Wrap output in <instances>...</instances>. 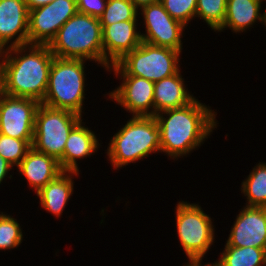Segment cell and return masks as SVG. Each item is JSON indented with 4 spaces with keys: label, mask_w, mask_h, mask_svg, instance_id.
<instances>
[{
    "label": "cell",
    "mask_w": 266,
    "mask_h": 266,
    "mask_svg": "<svg viewBox=\"0 0 266 266\" xmlns=\"http://www.w3.org/2000/svg\"><path fill=\"white\" fill-rule=\"evenodd\" d=\"M110 139L106 154L114 170L137 163L151 153H161L160 129L155 116H132Z\"/></svg>",
    "instance_id": "obj_3"
},
{
    "label": "cell",
    "mask_w": 266,
    "mask_h": 266,
    "mask_svg": "<svg viewBox=\"0 0 266 266\" xmlns=\"http://www.w3.org/2000/svg\"><path fill=\"white\" fill-rule=\"evenodd\" d=\"M262 5V0H227L224 23L216 33L229 28L231 32L241 34L258 22L265 26Z\"/></svg>",
    "instance_id": "obj_19"
},
{
    "label": "cell",
    "mask_w": 266,
    "mask_h": 266,
    "mask_svg": "<svg viewBox=\"0 0 266 266\" xmlns=\"http://www.w3.org/2000/svg\"><path fill=\"white\" fill-rule=\"evenodd\" d=\"M85 124L81 119L68 135L63 156L58 161L63 171L80 172L77 161L91 157L102 146L95 132Z\"/></svg>",
    "instance_id": "obj_16"
},
{
    "label": "cell",
    "mask_w": 266,
    "mask_h": 266,
    "mask_svg": "<svg viewBox=\"0 0 266 266\" xmlns=\"http://www.w3.org/2000/svg\"><path fill=\"white\" fill-rule=\"evenodd\" d=\"M78 13L99 18L107 5V0H76Z\"/></svg>",
    "instance_id": "obj_28"
},
{
    "label": "cell",
    "mask_w": 266,
    "mask_h": 266,
    "mask_svg": "<svg viewBox=\"0 0 266 266\" xmlns=\"http://www.w3.org/2000/svg\"><path fill=\"white\" fill-rule=\"evenodd\" d=\"M55 0H25L28 11L45 6Z\"/></svg>",
    "instance_id": "obj_30"
},
{
    "label": "cell",
    "mask_w": 266,
    "mask_h": 266,
    "mask_svg": "<svg viewBox=\"0 0 266 266\" xmlns=\"http://www.w3.org/2000/svg\"><path fill=\"white\" fill-rule=\"evenodd\" d=\"M48 46L54 57L93 61L104 67L99 18L77 12L61 26Z\"/></svg>",
    "instance_id": "obj_4"
},
{
    "label": "cell",
    "mask_w": 266,
    "mask_h": 266,
    "mask_svg": "<svg viewBox=\"0 0 266 266\" xmlns=\"http://www.w3.org/2000/svg\"><path fill=\"white\" fill-rule=\"evenodd\" d=\"M175 207L176 229L180 245L188 261H203L215 243L212 218L196 203L179 201Z\"/></svg>",
    "instance_id": "obj_7"
},
{
    "label": "cell",
    "mask_w": 266,
    "mask_h": 266,
    "mask_svg": "<svg viewBox=\"0 0 266 266\" xmlns=\"http://www.w3.org/2000/svg\"><path fill=\"white\" fill-rule=\"evenodd\" d=\"M40 104L36 99L5 95L0 100V133L33 140L35 115Z\"/></svg>",
    "instance_id": "obj_11"
},
{
    "label": "cell",
    "mask_w": 266,
    "mask_h": 266,
    "mask_svg": "<svg viewBox=\"0 0 266 266\" xmlns=\"http://www.w3.org/2000/svg\"><path fill=\"white\" fill-rule=\"evenodd\" d=\"M122 83L104 96L131 116H154V82L139 76L115 75Z\"/></svg>",
    "instance_id": "obj_12"
},
{
    "label": "cell",
    "mask_w": 266,
    "mask_h": 266,
    "mask_svg": "<svg viewBox=\"0 0 266 266\" xmlns=\"http://www.w3.org/2000/svg\"><path fill=\"white\" fill-rule=\"evenodd\" d=\"M262 2H266V0H262ZM263 19H264V22H265V27H266V6H265V9L263 11ZM266 29V28H265Z\"/></svg>",
    "instance_id": "obj_34"
},
{
    "label": "cell",
    "mask_w": 266,
    "mask_h": 266,
    "mask_svg": "<svg viewBox=\"0 0 266 266\" xmlns=\"http://www.w3.org/2000/svg\"><path fill=\"white\" fill-rule=\"evenodd\" d=\"M19 175H23L29 183L30 189L34 193H38L50 181L54 180L59 174L63 172L59 162L31 147L26 153L25 158L17 166Z\"/></svg>",
    "instance_id": "obj_17"
},
{
    "label": "cell",
    "mask_w": 266,
    "mask_h": 266,
    "mask_svg": "<svg viewBox=\"0 0 266 266\" xmlns=\"http://www.w3.org/2000/svg\"><path fill=\"white\" fill-rule=\"evenodd\" d=\"M138 15H142L145 32L141 33L143 42L161 47L183 50V35L186 26L173 19L164 9L161 2L142 7Z\"/></svg>",
    "instance_id": "obj_9"
},
{
    "label": "cell",
    "mask_w": 266,
    "mask_h": 266,
    "mask_svg": "<svg viewBox=\"0 0 266 266\" xmlns=\"http://www.w3.org/2000/svg\"><path fill=\"white\" fill-rule=\"evenodd\" d=\"M138 21L117 22L102 30L104 69L106 71L141 44V31L137 29Z\"/></svg>",
    "instance_id": "obj_14"
},
{
    "label": "cell",
    "mask_w": 266,
    "mask_h": 266,
    "mask_svg": "<svg viewBox=\"0 0 266 266\" xmlns=\"http://www.w3.org/2000/svg\"><path fill=\"white\" fill-rule=\"evenodd\" d=\"M217 112L194 99L188 105L155 115L161 137V154L183 158L198 150L218 127Z\"/></svg>",
    "instance_id": "obj_1"
},
{
    "label": "cell",
    "mask_w": 266,
    "mask_h": 266,
    "mask_svg": "<svg viewBox=\"0 0 266 266\" xmlns=\"http://www.w3.org/2000/svg\"><path fill=\"white\" fill-rule=\"evenodd\" d=\"M135 7L140 10L142 7L160 2L161 0H131Z\"/></svg>",
    "instance_id": "obj_32"
},
{
    "label": "cell",
    "mask_w": 266,
    "mask_h": 266,
    "mask_svg": "<svg viewBox=\"0 0 266 266\" xmlns=\"http://www.w3.org/2000/svg\"><path fill=\"white\" fill-rule=\"evenodd\" d=\"M164 9L186 27L195 19L197 0H161Z\"/></svg>",
    "instance_id": "obj_27"
},
{
    "label": "cell",
    "mask_w": 266,
    "mask_h": 266,
    "mask_svg": "<svg viewBox=\"0 0 266 266\" xmlns=\"http://www.w3.org/2000/svg\"><path fill=\"white\" fill-rule=\"evenodd\" d=\"M219 256L214 261L218 266H266V250L262 248L224 246Z\"/></svg>",
    "instance_id": "obj_21"
},
{
    "label": "cell",
    "mask_w": 266,
    "mask_h": 266,
    "mask_svg": "<svg viewBox=\"0 0 266 266\" xmlns=\"http://www.w3.org/2000/svg\"><path fill=\"white\" fill-rule=\"evenodd\" d=\"M82 118L73 112L40 104L35 115L32 147L59 161L70 131Z\"/></svg>",
    "instance_id": "obj_8"
},
{
    "label": "cell",
    "mask_w": 266,
    "mask_h": 266,
    "mask_svg": "<svg viewBox=\"0 0 266 266\" xmlns=\"http://www.w3.org/2000/svg\"><path fill=\"white\" fill-rule=\"evenodd\" d=\"M5 72V94L36 99L45 97L54 55L48 45L26 44L0 51Z\"/></svg>",
    "instance_id": "obj_2"
},
{
    "label": "cell",
    "mask_w": 266,
    "mask_h": 266,
    "mask_svg": "<svg viewBox=\"0 0 266 266\" xmlns=\"http://www.w3.org/2000/svg\"><path fill=\"white\" fill-rule=\"evenodd\" d=\"M5 72L2 62V57L0 56V100L5 96Z\"/></svg>",
    "instance_id": "obj_31"
},
{
    "label": "cell",
    "mask_w": 266,
    "mask_h": 266,
    "mask_svg": "<svg viewBox=\"0 0 266 266\" xmlns=\"http://www.w3.org/2000/svg\"><path fill=\"white\" fill-rule=\"evenodd\" d=\"M139 10L135 7L131 0H107L106 8L99 17L102 30L113 23L139 20Z\"/></svg>",
    "instance_id": "obj_23"
},
{
    "label": "cell",
    "mask_w": 266,
    "mask_h": 266,
    "mask_svg": "<svg viewBox=\"0 0 266 266\" xmlns=\"http://www.w3.org/2000/svg\"><path fill=\"white\" fill-rule=\"evenodd\" d=\"M224 246L266 250V207L243 206Z\"/></svg>",
    "instance_id": "obj_13"
},
{
    "label": "cell",
    "mask_w": 266,
    "mask_h": 266,
    "mask_svg": "<svg viewBox=\"0 0 266 266\" xmlns=\"http://www.w3.org/2000/svg\"><path fill=\"white\" fill-rule=\"evenodd\" d=\"M12 215L0 212V250L18 248L23 242V230Z\"/></svg>",
    "instance_id": "obj_25"
},
{
    "label": "cell",
    "mask_w": 266,
    "mask_h": 266,
    "mask_svg": "<svg viewBox=\"0 0 266 266\" xmlns=\"http://www.w3.org/2000/svg\"><path fill=\"white\" fill-rule=\"evenodd\" d=\"M76 0H55L29 11V44L49 45L58 30L77 13Z\"/></svg>",
    "instance_id": "obj_10"
},
{
    "label": "cell",
    "mask_w": 266,
    "mask_h": 266,
    "mask_svg": "<svg viewBox=\"0 0 266 266\" xmlns=\"http://www.w3.org/2000/svg\"><path fill=\"white\" fill-rule=\"evenodd\" d=\"M79 174V172L75 171H63L36 193L40 200L39 205H41V208L57 218L61 217L74 192L73 179L78 177Z\"/></svg>",
    "instance_id": "obj_20"
},
{
    "label": "cell",
    "mask_w": 266,
    "mask_h": 266,
    "mask_svg": "<svg viewBox=\"0 0 266 266\" xmlns=\"http://www.w3.org/2000/svg\"><path fill=\"white\" fill-rule=\"evenodd\" d=\"M227 0H197L196 17L216 32L224 23Z\"/></svg>",
    "instance_id": "obj_24"
},
{
    "label": "cell",
    "mask_w": 266,
    "mask_h": 266,
    "mask_svg": "<svg viewBox=\"0 0 266 266\" xmlns=\"http://www.w3.org/2000/svg\"><path fill=\"white\" fill-rule=\"evenodd\" d=\"M181 69L174 75L154 83V116L157 113L184 107L196 97L186 88Z\"/></svg>",
    "instance_id": "obj_18"
},
{
    "label": "cell",
    "mask_w": 266,
    "mask_h": 266,
    "mask_svg": "<svg viewBox=\"0 0 266 266\" xmlns=\"http://www.w3.org/2000/svg\"><path fill=\"white\" fill-rule=\"evenodd\" d=\"M11 170H13V166L0 155V184L6 180V177H9L11 180L12 174L9 172ZM8 174L10 176H8Z\"/></svg>",
    "instance_id": "obj_29"
},
{
    "label": "cell",
    "mask_w": 266,
    "mask_h": 266,
    "mask_svg": "<svg viewBox=\"0 0 266 266\" xmlns=\"http://www.w3.org/2000/svg\"><path fill=\"white\" fill-rule=\"evenodd\" d=\"M181 52L169 47L154 46L145 42L126 54L107 72L114 75L139 76L152 82L170 77L180 70Z\"/></svg>",
    "instance_id": "obj_6"
},
{
    "label": "cell",
    "mask_w": 266,
    "mask_h": 266,
    "mask_svg": "<svg viewBox=\"0 0 266 266\" xmlns=\"http://www.w3.org/2000/svg\"><path fill=\"white\" fill-rule=\"evenodd\" d=\"M25 0H0V51L29 44Z\"/></svg>",
    "instance_id": "obj_15"
},
{
    "label": "cell",
    "mask_w": 266,
    "mask_h": 266,
    "mask_svg": "<svg viewBox=\"0 0 266 266\" xmlns=\"http://www.w3.org/2000/svg\"><path fill=\"white\" fill-rule=\"evenodd\" d=\"M33 140L17 139L0 133V155L17 167L32 147Z\"/></svg>",
    "instance_id": "obj_26"
},
{
    "label": "cell",
    "mask_w": 266,
    "mask_h": 266,
    "mask_svg": "<svg viewBox=\"0 0 266 266\" xmlns=\"http://www.w3.org/2000/svg\"><path fill=\"white\" fill-rule=\"evenodd\" d=\"M202 261H188L187 264L185 263L182 266H218L215 262L213 263H205L202 265Z\"/></svg>",
    "instance_id": "obj_33"
},
{
    "label": "cell",
    "mask_w": 266,
    "mask_h": 266,
    "mask_svg": "<svg viewBox=\"0 0 266 266\" xmlns=\"http://www.w3.org/2000/svg\"><path fill=\"white\" fill-rule=\"evenodd\" d=\"M86 60L54 57L48 78V86L41 104L62 109L83 117L86 82Z\"/></svg>",
    "instance_id": "obj_5"
},
{
    "label": "cell",
    "mask_w": 266,
    "mask_h": 266,
    "mask_svg": "<svg viewBox=\"0 0 266 266\" xmlns=\"http://www.w3.org/2000/svg\"><path fill=\"white\" fill-rule=\"evenodd\" d=\"M245 206L266 207V163L260 162L241 183Z\"/></svg>",
    "instance_id": "obj_22"
}]
</instances>
